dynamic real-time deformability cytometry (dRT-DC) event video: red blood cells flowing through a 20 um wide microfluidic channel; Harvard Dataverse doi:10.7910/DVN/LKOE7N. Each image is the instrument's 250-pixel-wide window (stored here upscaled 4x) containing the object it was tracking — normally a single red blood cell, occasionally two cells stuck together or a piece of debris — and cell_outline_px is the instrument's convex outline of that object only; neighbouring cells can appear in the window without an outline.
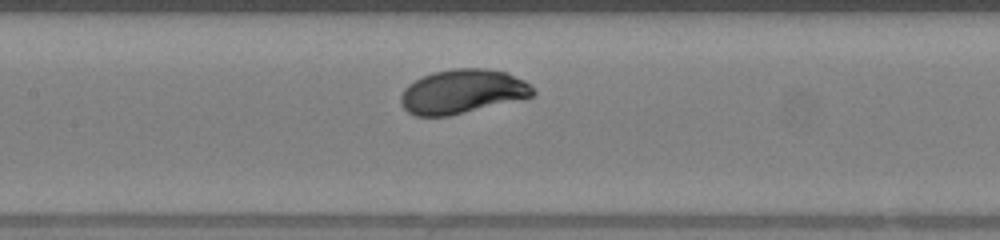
{"species": "human", "species_latin": "Homo sapiens", "temperature_condition": "warm", "stored_images_in_passage": 30, "camera_frame_rate_fps": 3000, "um_per_image_px": 0.085, "donor": {"sex": "female"}, "frame": {"image": 1, "passage_image": 13, "time_ms": 4.0, "image_size_px": [1000, 240], "cell_outline_px": [[536, 92], [532, 96], [448, 116], [416, 116], [408, 112], [400, 104], [400, 96], [404, 88], [408, 84], [432, 72], [452, 68], [488, 68], [508, 72], [524, 80]], "centroid_in_image_um": [39.27, 7.76], "position_along_channel_um": 168.1, "area_um2": 33.87}, "authors_computed_cell_mechanics": {"area_um2": 33.9286, "velocity_mm_per_s": 4.165, "shape_relaxation_time_tau1_ms": 1.4219, "shape_relaxation_time_tau2_ms": 4.8113, "deformation_change_tau1": 0.1344, "deformation_change_tau2": 0.1736}}